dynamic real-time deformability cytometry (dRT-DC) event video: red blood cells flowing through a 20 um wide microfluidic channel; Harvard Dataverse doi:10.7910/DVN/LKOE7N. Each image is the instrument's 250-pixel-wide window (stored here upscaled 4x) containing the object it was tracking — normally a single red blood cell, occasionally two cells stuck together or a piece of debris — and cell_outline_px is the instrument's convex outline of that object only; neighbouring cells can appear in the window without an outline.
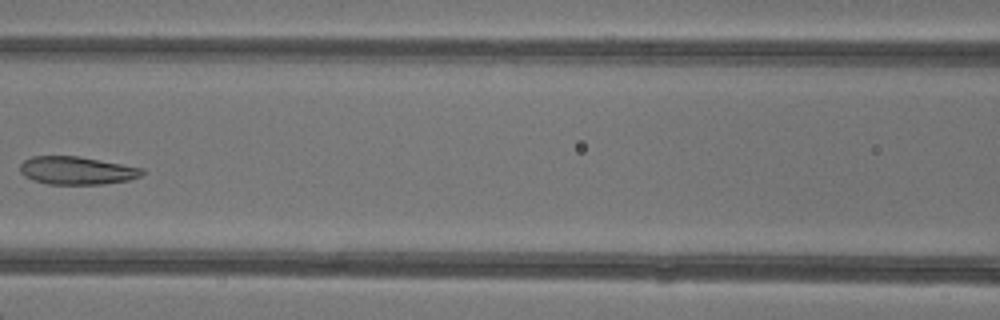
{"species": "common noctule bat (a hibernating species)", "species_latin": "Nyctalus noctula", "temperature_condition": "warm", "stored_images_in_passage": 7, "camera_frame_rate_fps": 3000, "um_per_image_px": 0.085, "animal": {"sex": "female"}, "frame": {"image": 1, "passage_image": 7, "time_ms": 7.333, "image_size_px": [1000, 320], "cell_outline_px": [[144, 172], [140, 176], [128, 180], [104, 184], [48, 184], [32, 180], [24, 176], [20, 172], [20, 164], [24, 160], [32, 156], [80, 156], [144, 168]], "centroid_in_image_um": [6.51, 14.49], "position_along_channel_um": 160.1, "area_um2": 20.0}}